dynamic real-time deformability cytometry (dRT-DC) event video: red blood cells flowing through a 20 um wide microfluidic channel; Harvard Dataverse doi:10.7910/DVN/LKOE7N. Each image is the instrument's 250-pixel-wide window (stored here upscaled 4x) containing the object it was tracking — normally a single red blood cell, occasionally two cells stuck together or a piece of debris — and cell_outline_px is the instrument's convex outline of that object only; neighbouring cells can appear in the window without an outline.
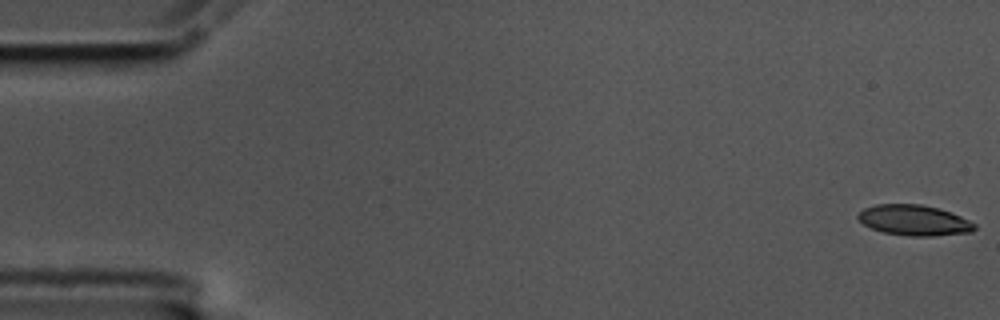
{"species": "common noctule bat (a hibernating species)", "species_latin": "Nyctalus noctula", "temperature_condition": "cold", "stored_images_in_passage": 7, "camera_frame_rate_fps": 3000, "um_per_image_px": 0.085, "animal": {"sex": "male", "body_mass_g": 17.5, "forearm_length_mm": 52.3}, "frame": {"image": 1, "passage_image": 1, "time_ms": 0.0, "image_size_px": [1000, 320], "cell_outline_px": [[976, 228], [972, 232], [936, 236], [908, 236], [884, 232], [872, 228], [864, 224], [856, 216], [864, 208], [876, 204], [920, 204], [940, 208], [960, 216], [976, 224]], "centroid_in_image_um": [77.72, 18.72], "position_along_channel_um": 7.3, "area_um2": 20.75}}